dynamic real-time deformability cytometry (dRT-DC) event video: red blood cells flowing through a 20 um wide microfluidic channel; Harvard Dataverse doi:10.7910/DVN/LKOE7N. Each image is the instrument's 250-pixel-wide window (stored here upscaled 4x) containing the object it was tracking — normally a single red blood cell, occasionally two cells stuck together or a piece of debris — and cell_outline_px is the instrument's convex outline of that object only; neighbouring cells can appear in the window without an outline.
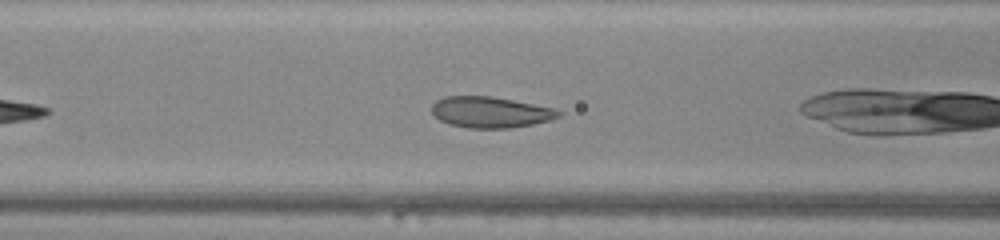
{"species": "common noctule bat (a hibernating species)", "species_latin": "Nyctalus noctula", "temperature_condition": "warm", "stored_images_in_passage": 12, "camera_frame_rate_fps": 3000, "um_per_image_px": 0.085, "animal": {"sex": "male", "body_mass_g": 20.0, "forearm_length_mm": 53.3}, "frame": {"image": 1, "passage_image": 10, "time_ms": 3.0, "image_size_px": [1000, 240], "cell_outline_px": [[564, 112], [560, 116], [548, 120], [532, 124], [512, 128], [468, 128], [452, 124], [440, 120], [432, 112], [432, 104], [436, 100], [444, 96], [492, 96], [556, 108]], "centroid_in_image_um": [41.71, 9.52], "position_along_channel_um": 124.9, "area_um2": 22.95}}